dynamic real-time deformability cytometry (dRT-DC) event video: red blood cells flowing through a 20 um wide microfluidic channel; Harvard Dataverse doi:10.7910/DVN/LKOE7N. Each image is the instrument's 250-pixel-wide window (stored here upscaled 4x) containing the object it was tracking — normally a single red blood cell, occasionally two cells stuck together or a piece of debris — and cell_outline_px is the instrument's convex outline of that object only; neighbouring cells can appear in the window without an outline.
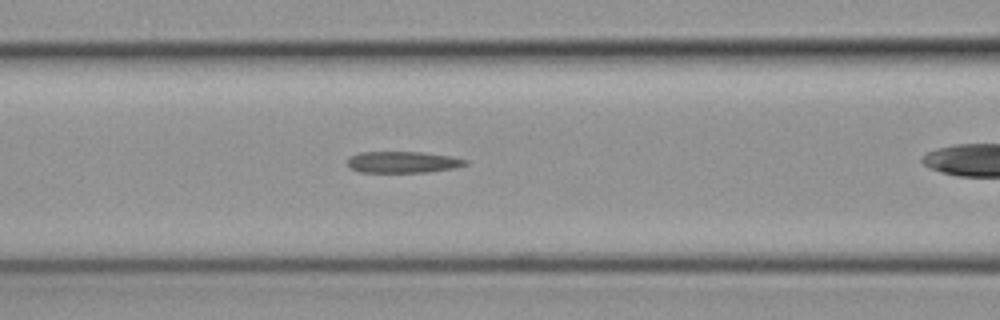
{"species": "common noctule bat (a hibernating species)", "species_latin": "Nyctalus noctula", "temperature_condition": "cold", "stored_images_in_passage": 25, "segment_of_instrument_passage": [2, 2], "camera_frame_rate_fps": 3000, "um_per_image_px": 0.085, "animal": {"sex": "female", "body_mass_g": 19.3, "forearm_length_mm": 54.1}, "frame": {"image": 1, "passage_image": 4, "time_ms": 1.0, "image_size_px": [1000, 320], "cell_outline_px": [[468, 164], [452, 168], [428, 172], [360, 172], [348, 168], [348, 156], [360, 152], [420, 152], [448, 156], [468, 160]], "centroid_in_image_um": [34.18, 13.78], "position_along_channel_um": 132.4, "area_um2": 14.68}}
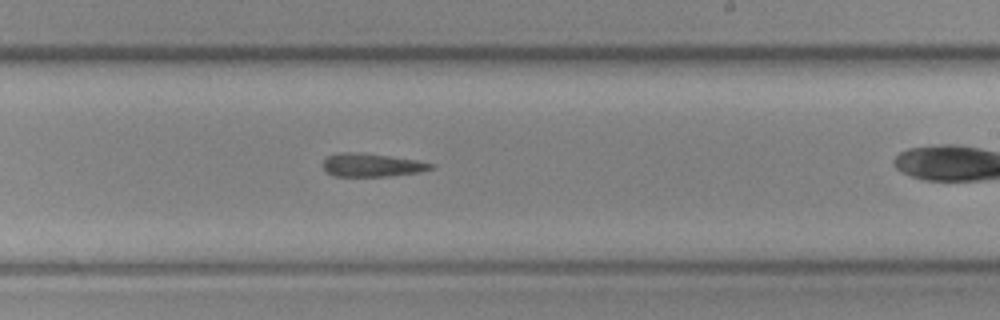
{"frame": {"image": 2, "passage_image": 14, "time_ms": 4.333, "image_size_px": [1000, 320], "cell_outline_px": [[436, 164], [432, 168], [420, 172], [388, 176], [336, 176], [324, 172], [320, 164], [328, 156], [336, 152], [356, 152], [388, 156], [416, 160]], "centroid_in_image_um": [31.53, 14.03], "position_along_channel_um": 257.5, "area_um2": 14.74}}
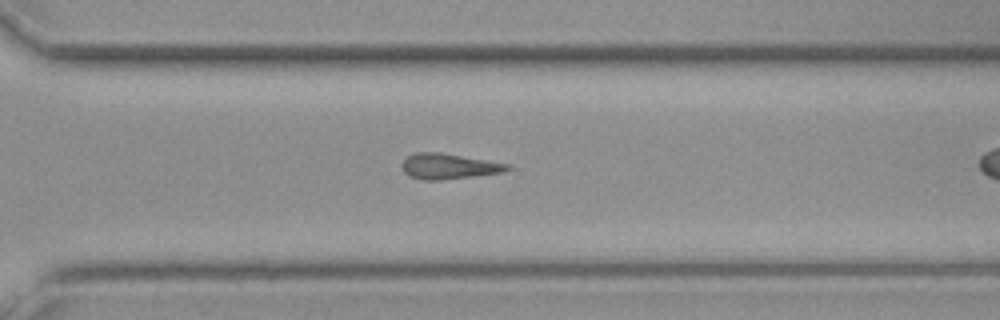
{"frame": {"image": 3, "passage_image": 20, "time_ms": 6.333, "image_size_px": [1000, 320], "cell_outline_px": [[512, 168], [504, 172], [440, 180], [424, 180], [408, 176], [400, 168], [400, 164], [404, 156], [412, 152], [440, 152], [508, 164]], "centroid_in_image_um": [38.03, 14.12], "position_along_channel_um": 332.6, "area_um2": 15.84}}